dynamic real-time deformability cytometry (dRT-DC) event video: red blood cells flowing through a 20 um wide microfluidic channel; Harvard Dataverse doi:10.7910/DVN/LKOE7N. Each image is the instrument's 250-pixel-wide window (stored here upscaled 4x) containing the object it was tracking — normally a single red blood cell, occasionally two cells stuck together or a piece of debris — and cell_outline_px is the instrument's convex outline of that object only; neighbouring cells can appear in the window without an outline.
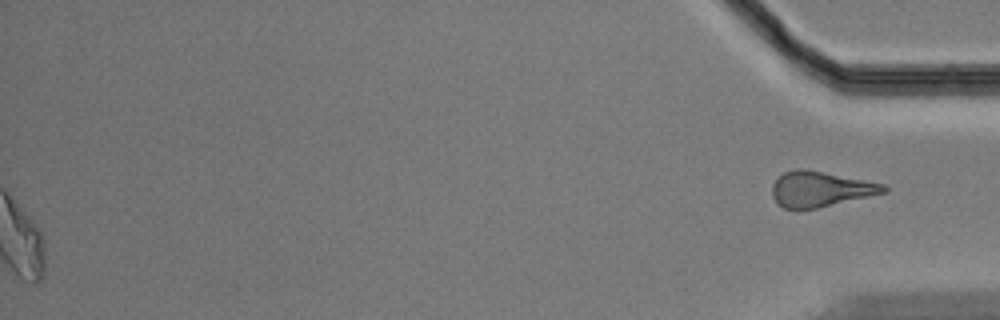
{"species": "Egyptian fruit bat (a non-hibernating species)", "species_latin": "Rousettus aegyptiacus", "temperature_condition": "cold", "stored_images_in_passage": 50, "segment_of_instrument_passage": [2, 2], "camera_frame_rate_fps": 3000, "um_per_image_px": 0.085, "animal": {"sex": "male"}, "frame": {"image": 1, "passage_image": 50, "time_ms": 16.333, "image_size_px": [1000, 320], "cell_outline_px": [[888, 188], [884, 192], [868, 196], [816, 208], [796, 212], [784, 208], [772, 196], [772, 184], [784, 172], [796, 168], [800, 168], [884, 184]], "centroid_in_image_um": [69.65, 16.1], "position_along_channel_um": 365.5, "area_um2": 22.66}}